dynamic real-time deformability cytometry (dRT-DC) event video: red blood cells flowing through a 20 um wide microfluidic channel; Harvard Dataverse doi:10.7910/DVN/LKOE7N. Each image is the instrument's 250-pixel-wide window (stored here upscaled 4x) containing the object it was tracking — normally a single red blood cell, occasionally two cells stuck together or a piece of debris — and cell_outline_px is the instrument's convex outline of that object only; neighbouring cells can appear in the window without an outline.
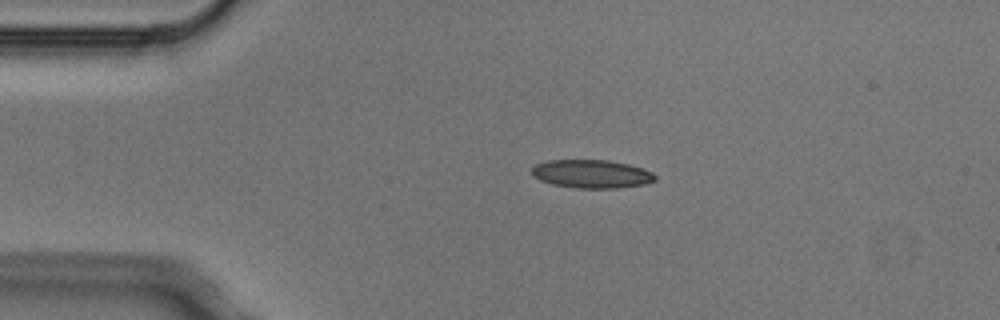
{"species": "Egyptian fruit bat (a non-hibernating species)", "species_latin": "Rousettus aegyptiacus", "temperature_condition": "cold", "stored_images_in_passage": 6, "camera_frame_rate_fps": 3000, "um_per_image_px": 0.085, "animal": {"sex": "male"}, "frame": {"image": 1, "passage_image": 5, "time_ms": 1.333, "image_size_px": [1000, 320], "cell_outline_px": [[656, 180], [644, 184], [620, 188], [576, 188], [552, 184], [540, 180], [532, 176], [532, 168], [536, 164], [548, 160], [608, 160], [628, 164], [652, 172], [656, 176]], "centroid_in_image_um": [50.27, 14.78], "position_along_channel_um": 34.7, "area_um2": 20.35}}